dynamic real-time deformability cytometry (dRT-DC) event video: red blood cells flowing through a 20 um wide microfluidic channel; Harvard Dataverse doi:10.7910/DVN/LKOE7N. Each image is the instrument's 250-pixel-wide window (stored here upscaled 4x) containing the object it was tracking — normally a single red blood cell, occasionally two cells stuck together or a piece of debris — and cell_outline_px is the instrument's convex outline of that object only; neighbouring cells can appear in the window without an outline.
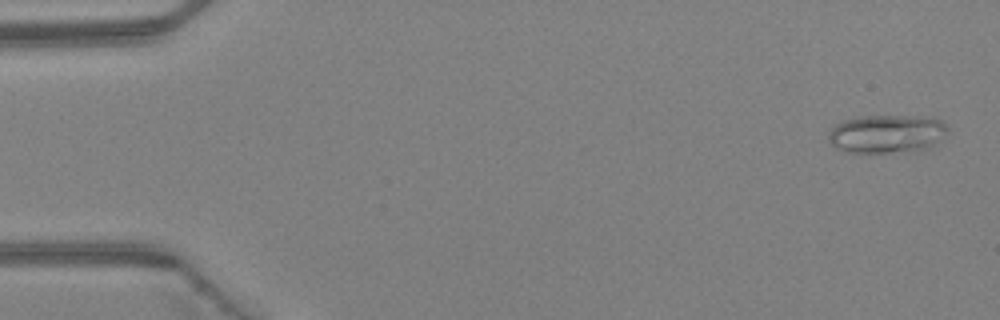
{"species": "Egyptian fruit bat (a non-hibernating species)", "species_latin": "Rousettus aegyptiacus", "temperature_condition": "warm", "stored_images_in_passage": 4, "camera_frame_rate_fps": 3000, "um_per_image_px": 0.085, "animal": {"sex": "female"}, "frame": {"image": 1, "passage_image": 1, "time_ms": 0.0, "image_size_px": [1000, 320], "cell_outline_px": [[948, 132], [936, 148], [888, 152], [844, 152], [836, 148], [828, 140], [828, 132], [836, 124], [844, 120], [864, 116], [904, 116], [940, 120], [948, 128]], "centroid_in_image_um": [75.39, 11.4], "position_along_channel_um": 9.6, "area_um2": 26.59}}